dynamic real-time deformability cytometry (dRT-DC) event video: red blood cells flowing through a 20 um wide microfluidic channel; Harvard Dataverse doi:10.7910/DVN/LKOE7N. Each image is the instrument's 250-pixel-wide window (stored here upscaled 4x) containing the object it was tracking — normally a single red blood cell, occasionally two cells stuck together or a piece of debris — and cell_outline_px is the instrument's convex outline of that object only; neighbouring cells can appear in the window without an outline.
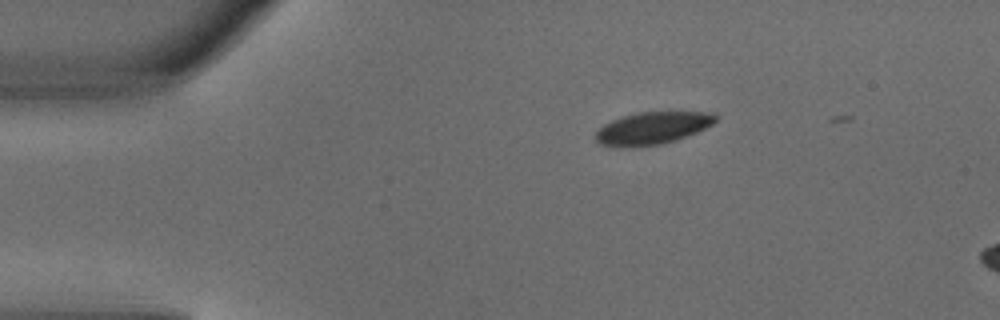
{"species": "common noctule bat (a hibernating species)", "species_latin": "Nyctalus noctula", "temperature_condition": "warm", "stored_images_in_passage": 3, "camera_frame_rate_fps": 3000, "um_per_image_px": 0.085, "animal": {"sex": "male", "body_mass_g": 18.8}, "frame": {"image": 1, "passage_image": 1, "time_ms": 0.0, "image_size_px": [1000, 320], "cell_outline_px": [[716, 120], [712, 124], [696, 132], [676, 140], [660, 144], [600, 144], [596, 140], [596, 132], [604, 124], [620, 116], [636, 112], [712, 112], [716, 116]], "centroid_in_image_um": [55.5, 10.83], "position_along_channel_um": 29.5, "area_um2": 21.68}}